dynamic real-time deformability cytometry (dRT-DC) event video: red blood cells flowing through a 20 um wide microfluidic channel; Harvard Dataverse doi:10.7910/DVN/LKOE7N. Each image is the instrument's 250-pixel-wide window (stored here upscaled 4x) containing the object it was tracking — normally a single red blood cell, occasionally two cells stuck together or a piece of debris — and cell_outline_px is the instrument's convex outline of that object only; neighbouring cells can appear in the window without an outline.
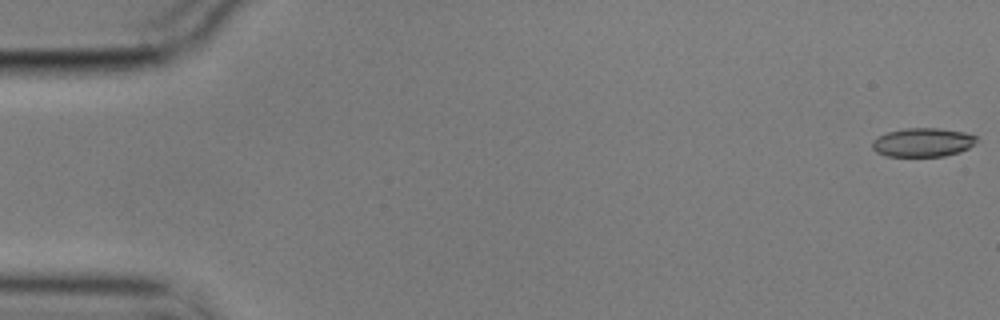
{"species": "common noctule bat (a hibernating species)", "species_latin": "Nyctalus noctula", "temperature_condition": "cold", "stored_images_in_passage": 57, "camera_frame_rate_fps": 3000, "um_per_image_px": 0.085, "animal": {"sex": "male", "body_mass_g": 17.9}, "frame": {"image": 1, "passage_image": 1, "time_ms": 0.0, "image_size_px": [1000, 320], "cell_outline_px": [[976, 140], [968, 148], [960, 152], [944, 156], [888, 156], [876, 152], [872, 148], [872, 140], [888, 132], [904, 128], [940, 128], [964, 132], [976, 136]], "centroid_in_image_um": [78.42, 12.1], "position_along_channel_um": 6.6, "area_um2": 17.4}}
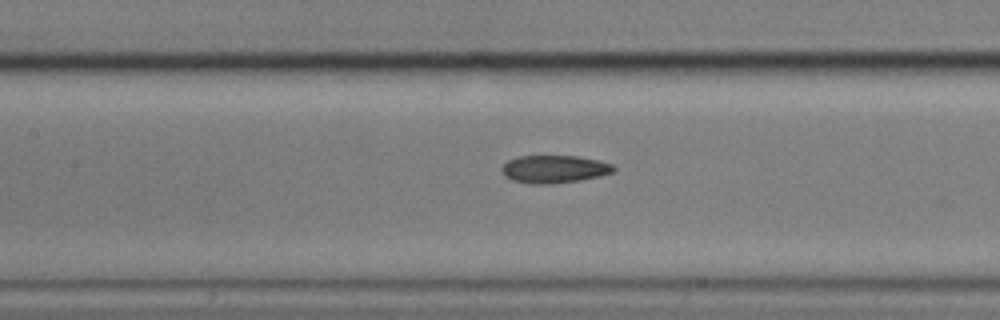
{"frame": {"image": 2, "passage_image": 26, "time_ms": 8.333, "image_size_px": [1000, 320], "cell_outline_px": [[616, 172], [600, 176], [580, 180], [552, 184], [532, 184], [512, 180], [504, 176], [504, 164], [508, 160], [520, 156], [576, 156], [600, 160], [612, 164], [616, 168]], "centroid_in_image_um": [47.17, 14.38], "position_along_channel_um": 160.2, "area_um2": 18.09}}
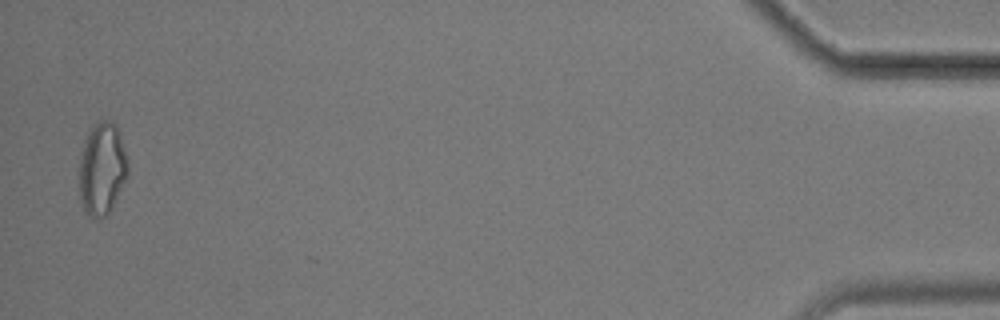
{"frame": {"image": 3, "passage_image": 56, "time_ms": 18.333, "image_size_px": [1000, 320], "cell_outline_px": [[128, 176], [112, 208], [100, 220], [96, 220], [88, 216], [80, 200], [80, 156], [84, 140], [88, 132], [100, 120], [108, 120], [116, 124], [120, 132], [128, 156]], "centroid_in_image_um": [8.7, 14.35], "position_along_channel_um": 426.5, "area_um2": 26.59}, "authors_computed_cell_mechanics": {"area_um2": 18.1492, "velocity_mm_per_s": 3.5351, "shape_relaxation_time_tau1_ms": null, "shape_relaxation_time_tau2_ms": 3.4351, "deformation_change_tau1": null, "deformation_change_tau2": 0.1083}}